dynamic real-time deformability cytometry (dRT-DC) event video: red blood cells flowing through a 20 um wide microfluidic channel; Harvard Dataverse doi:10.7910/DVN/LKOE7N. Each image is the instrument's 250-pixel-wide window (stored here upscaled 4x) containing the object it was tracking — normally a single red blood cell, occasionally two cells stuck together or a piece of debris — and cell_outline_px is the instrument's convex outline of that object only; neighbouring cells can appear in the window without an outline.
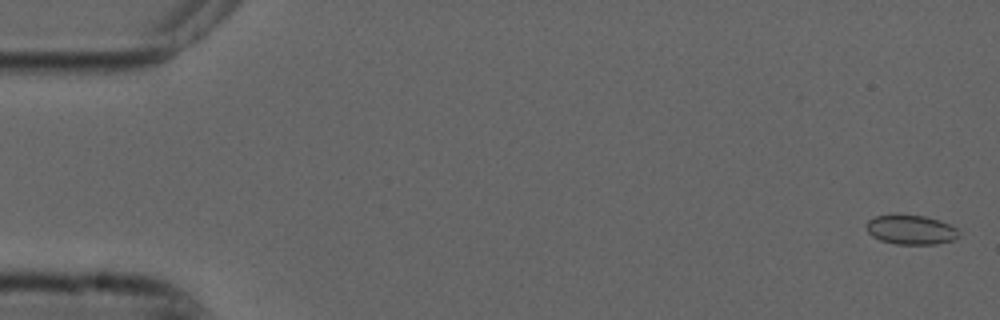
{"species": "common noctule bat (a hibernating species)", "species_latin": "Nyctalus noctula", "temperature_condition": "cold", "stored_images_in_passage": 55, "camera_frame_rate_fps": 3000, "um_per_image_px": 0.085, "animal": {"sex": "male", "forearm_length_mm": 52.5}, "frame": {"image": 1, "passage_image": 2, "time_ms": 0.333, "image_size_px": [1000, 320], "cell_outline_px": [[960, 236], [956, 240], [936, 244], [896, 244], [880, 240], [872, 236], [868, 232], [864, 224], [868, 220], [876, 216], [924, 216], [940, 220], [956, 228]], "centroid_in_image_um": [77.44, 19.55], "position_along_channel_um": 7.6, "area_um2": 15.72}}
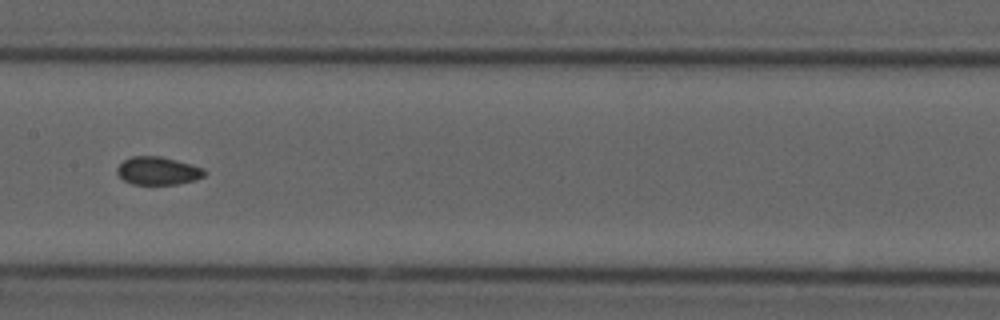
{"frame": {"image": 2, "passage_image": 28, "time_ms": 9.0, "image_size_px": [1000, 320], "cell_outline_px": [[208, 172], [204, 176], [196, 180], [176, 184], [132, 184], [124, 180], [116, 172], [116, 168], [124, 160], [132, 156], [160, 156], [192, 164], [204, 168]], "centroid_in_image_um": [13.45, 14.52], "position_along_channel_um": 193.9, "area_um2": 14.33}}
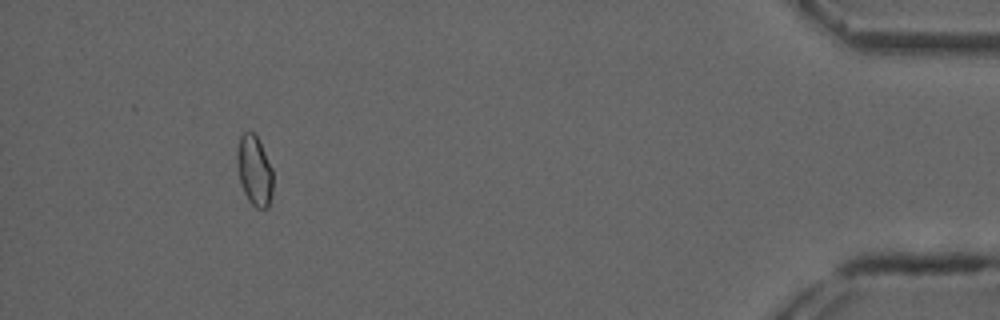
{"frame": {"image": 3, "passage_image": 51, "time_ms": 16.667, "image_size_px": [1000, 320], "cell_outline_px": [[272, 192], [268, 208], [256, 208], [248, 200], [244, 192], [240, 180], [236, 160], [236, 156], [240, 136], [244, 132], [252, 132], [256, 136], [272, 168]], "centroid_in_image_um": [21.62, 14.52], "position_along_channel_um": 413.6, "area_um2": 14.39}, "authors_computed_cell_mechanics": {"area_um2": 14.739, "velocity_mm_per_s": 3.7398, "shape_relaxation_time_tau1_ms": null, "shape_relaxation_time_tau2_ms": 5.1201, "deformation_change_tau1": null, "deformation_change_tau2": 0.0683}}